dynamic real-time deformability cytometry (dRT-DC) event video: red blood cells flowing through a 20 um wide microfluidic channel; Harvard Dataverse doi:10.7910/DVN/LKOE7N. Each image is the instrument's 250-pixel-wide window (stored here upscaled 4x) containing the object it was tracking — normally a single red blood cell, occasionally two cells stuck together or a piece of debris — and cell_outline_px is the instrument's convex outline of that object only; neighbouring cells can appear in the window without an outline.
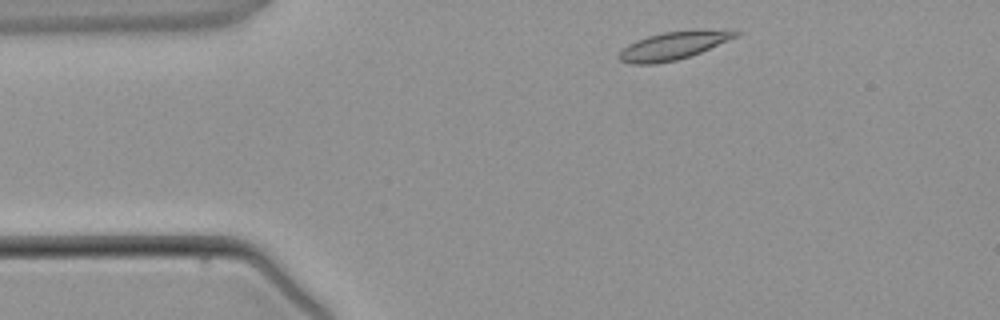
{"species": "common noctule bat (a hibernating species)", "species_latin": "Nyctalus noctula", "temperature_condition": "warm", "stored_images_in_passage": 2, "camera_frame_rate_fps": 3000, "um_per_image_px": 0.085, "animal": {"sex": "male", "body_mass_g": 21.5, "forearm_length_mm": 52.0}, "frame": {"image": 1, "passage_image": 1, "time_ms": 0.0, "image_size_px": [1000, 320], "cell_outline_px": [[740, 32], [736, 36], [728, 40], [700, 52], [676, 60], [652, 64], [632, 64], [620, 60], [616, 56], [628, 44], [636, 40], [648, 36], [664, 32], [704, 28], [732, 28]], "centroid_in_image_um": [57.29, 3.83], "position_along_channel_um": 27.7, "area_um2": 19.19}}
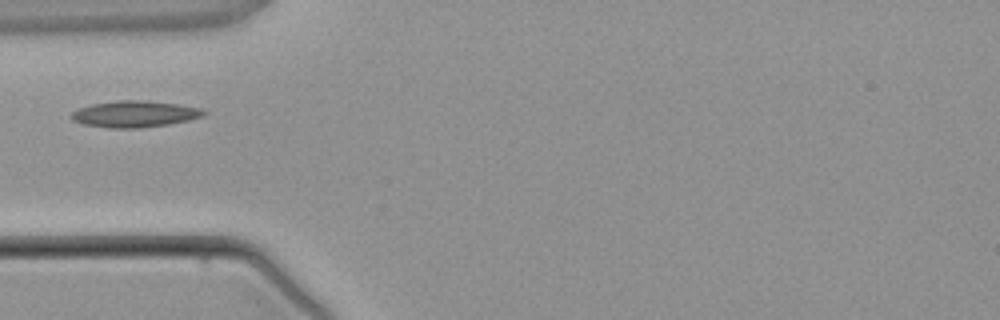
{"frame": {"image": 2, "passage_image": 2, "time_ms": 2.0, "image_size_px": [1000, 320], "cell_outline_px": [[208, 112], [204, 116], [188, 120], [168, 124], [140, 128], [108, 128], [84, 124], [72, 120], [68, 116], [72, 112], [80, 108], [92, 104], [116, 100], [144, 100], [176, 104], [200, 108]], "centroid_in_image_um": [11.43, 9.69], "position_along_channel_um": 73.6, "area_um2": 20.4}}